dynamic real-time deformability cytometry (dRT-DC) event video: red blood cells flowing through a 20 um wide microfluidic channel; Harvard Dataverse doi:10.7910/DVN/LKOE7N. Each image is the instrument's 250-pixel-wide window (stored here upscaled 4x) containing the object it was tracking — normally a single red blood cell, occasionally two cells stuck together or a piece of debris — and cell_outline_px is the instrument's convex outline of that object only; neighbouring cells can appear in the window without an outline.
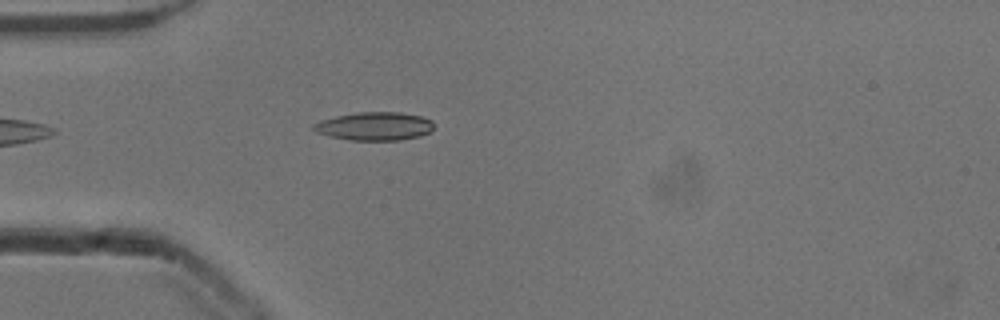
{"species": "common noctule bat (a hibernating species)", "species_latin": "Nyctalus noctula", "temperature_condition": "cold", "stored_images_in_passage": 5, "camera_frame_rate_fps": 3000, "um_per_image_px": 0.085, "animal": {"sex": "male", "body_mass_g": 13.3}, "frame": {"image": 1, "passage_image": 1, "time_ms": 0.0, "image_size_px": [1000, 320], "cell_outline_px": [[432, 128], [428, 132], [420, 136], [400, 140], [348, 140], [316, 132], [312, 128], [312, 124], [320, 120], [336, 116], [356, 112], [400, 112], [420, 116], [432, 120]], "centroid_in_image_um": [31.81, 10.72], "position_along_channel_um": 53.2, "area_um2": 19.77}}